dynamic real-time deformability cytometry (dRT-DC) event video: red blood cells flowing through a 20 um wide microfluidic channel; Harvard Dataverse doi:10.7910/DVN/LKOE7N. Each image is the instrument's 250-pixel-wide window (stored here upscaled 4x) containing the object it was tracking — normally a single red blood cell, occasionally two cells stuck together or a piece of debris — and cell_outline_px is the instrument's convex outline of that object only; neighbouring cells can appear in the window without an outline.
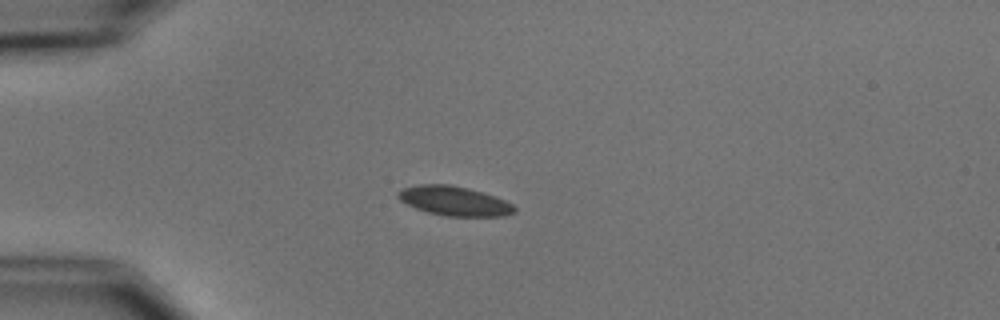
{"species": "common noctule bat (a hibernating species)", "species_latin": "Nyctalus noctula", "temperature_condition": "cold", "stored_images_in_passage": 5, "camera_frame_rate_fps": 3000, "um_per_image_px": 0.085, "animal": {"sex": "male", "body_mass_g": 15.6}, "frame": {"image": 1, "passage_image": 4, "time_ms": 3.333, "image_size_px": [1000, 320], "cell_outline_px": [[516, 212], [504, 216], [448, 216], [428, 212], [416, 208], [400, 200], [396, 196], [396, 192], [404, 188], [420, 184], [452, 184], [468, 188], [496, 196], [512, 204], [516, 208]], "centroid_in_image_um": [38.63, 17.07], "position_along_channel_um": 46.4, "area_um2": 19.94}}